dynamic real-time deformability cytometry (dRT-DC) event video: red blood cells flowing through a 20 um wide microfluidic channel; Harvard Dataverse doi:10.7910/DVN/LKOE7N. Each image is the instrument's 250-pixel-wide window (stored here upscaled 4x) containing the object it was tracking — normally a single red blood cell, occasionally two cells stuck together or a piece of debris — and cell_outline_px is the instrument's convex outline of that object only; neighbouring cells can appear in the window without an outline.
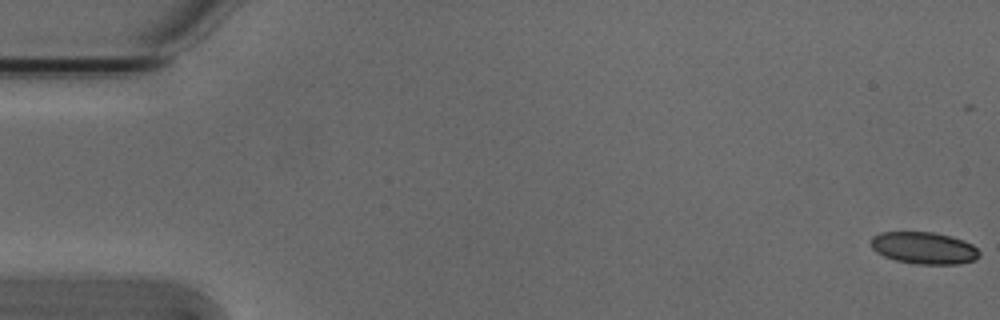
{"species": "Egyptian fruit bat (a non-hibernating species)", "species_latin": "Rousettus aegyptiacus", "temperature_condition": "cold", "stored_images_in_passage": 55, "camera_frame_rate_fps": 3000, "um_per_image_px": 0.085, "animal": {"sex": "male"}, "frame": {"image": 1, "passage_image": 1, "time_ms": 0.0, "image_size_px": [1000, 320], "cell_outline_px": [[980, 256], [976, 260], [960, 264], [916, 264], [896, 260], [884, 256], [876, 252], [872, 248], [872, 236], [880, 232], [932, 232], [952, 236], [964, 240], [972, 244], [980, 252]], "centroid_in_image_um": [78.57, 21.08], "position_along_channel_um": 6.4, "area_um2": 20.35}}
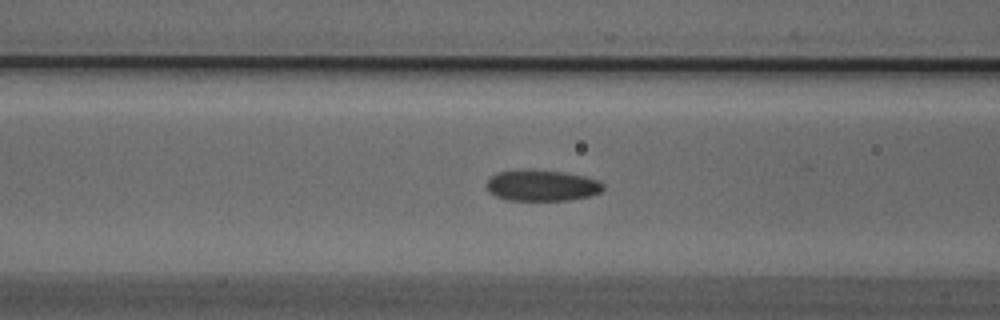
{"frame": {"image": 2, "passage_image": 22, "time_ms": 7.0, "image_size_px": [1000, 320], "cell_outline_px": [[604, 188], [600, 192], [588, 196], [568, 200], [508, 200], [496, 196], [488, 192], [484, 184], [496, 172], [520, 168], [532, 168], [564, 172], [584, 176], [600, 180], [604, 184]], "centroid_in_image_um": [46.02, 15.73], "position_along_channel_um": 120.6, "area_um2": 21.68}}
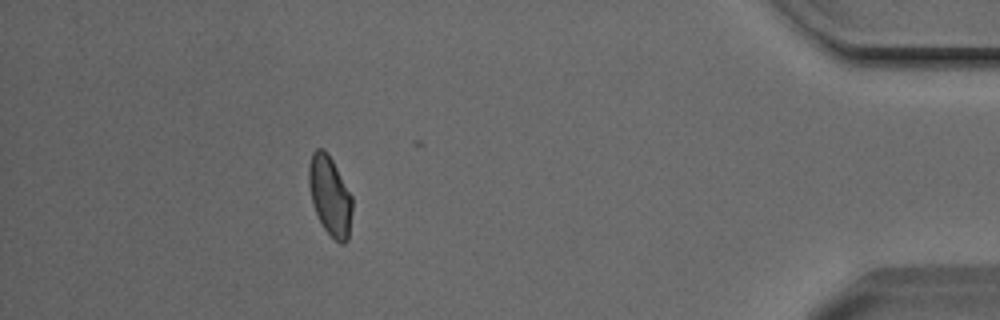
{"frame": {"image": 3, "passage_image": 49, "time_ms": 16.0, "image_size_px": [1000, 320], "cell_outline_px": [[352, 212], [348, 240], [344, 244], [340, 244], [324, 228], [312, 204], [308, 184], [308, 164], [312, 152], [316, 148], [324, 148], [332, 160], [352, 196]], "centroid_in_image_um": [28.03, 16.62], "position_along_channel_um": 407.2, "area_um2": 20.11}, "authors_computed_cell_mechanics": {"area_um2": 20.6346, "velocity_mm_per_s": 3.7954, "shape_relaxation_time_tau1_ms": 7.401, "shape_relaxation_time_tau2_ms": 2.6645, "deformation_change_tau1": 0.134, "deformation_change_tau2": 0.0681}}